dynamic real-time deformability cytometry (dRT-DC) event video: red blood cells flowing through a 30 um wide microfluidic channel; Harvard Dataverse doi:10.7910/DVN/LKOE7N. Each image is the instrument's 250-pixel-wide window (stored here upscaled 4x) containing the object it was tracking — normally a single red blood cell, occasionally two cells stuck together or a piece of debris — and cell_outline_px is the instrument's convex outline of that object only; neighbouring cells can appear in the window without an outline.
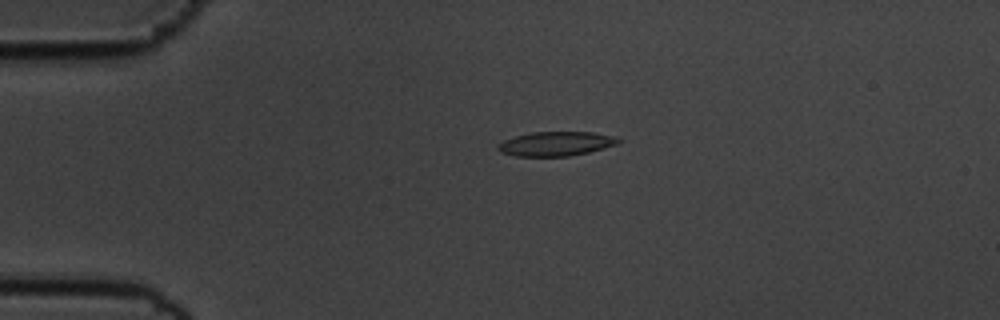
{"species": "common noctule bat (a hibernating species)", "species_latin": "Nyctalus noctula", "temperature_condition": "cold", "stored_images_in_passage": 50, "camera_frame_rate_fps": 3000, "um_per_image_px": 0.085, "animal": {"sex": "male", "body_mass_g": 19.5, "forearm_length_mm": 54.6}, "frame": {"image": 1, "passage_image": 6, "time_ms": 1.667, "image_size_px": [1000, 320], "cell_outline_px": [[624, 140], [620, 144], [588, 152], [568, 156], [516, 156], [500, 152], [496, 148], [496, 144], [504, 140], [516, 136], [532, 132], [592, 132], [620, 136]], "centroid_in_image_um": [47.33, 12.21], "position_along_channel_um": 37.7, "area_um2": 17.34}}
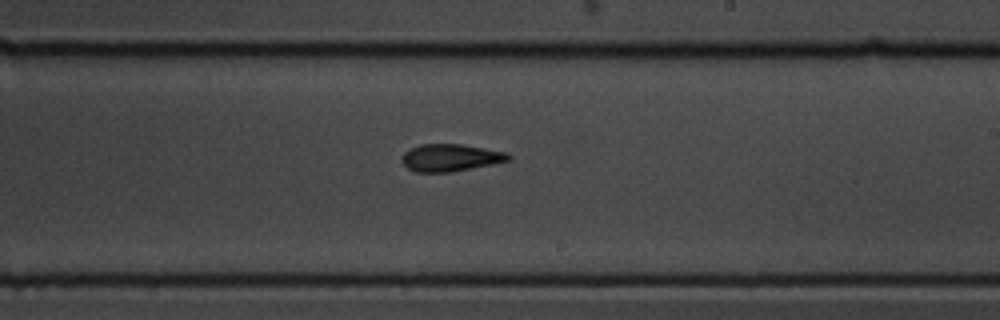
{"frame": {"image": 2, "passage_image": 27, "time_ms": 8.667, "image_size_px": [1000, 320], "cell_outline_px": [[512, 160], [492, 164], [448, 172], [416, 172], [408, 168], [400, 160], [404, 152], [420, 144], [460, 144], [508, 152], [512, 156]], "centroid_in_image_um": [38.31, 13.39], "position_along_channel_um": 250.7, "area_um2": 16.88}}
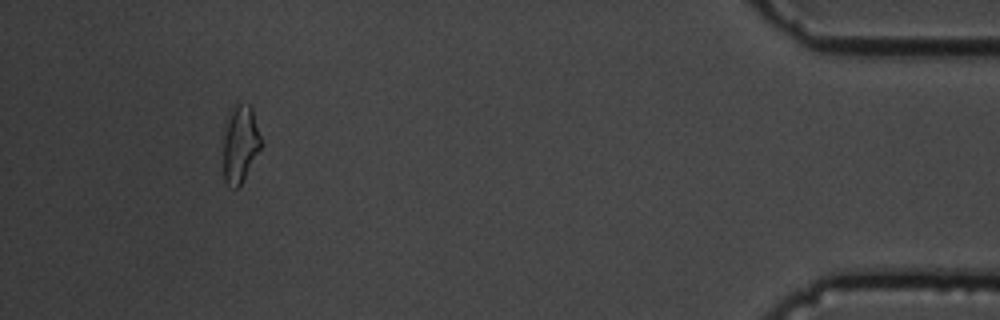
{"frame": {"image": 3, "passage_image": 46, "time_ms": 15.0, "image_size_px": [1000, 320], "cell_outline_px": [[260, 148], [240, 184], [236, 188], [228, 184], [224, 180], [220, 132], [228, 108], [232, 104], [248, 104], [252, 108], [260, 136]], "centroid_in_image_um": [20.3, 12.13], "position_along_channel_um": 414.9, "area_um2": 17.74}, "authors_computed_cell_mechanics": {"area_um2": 17.2533, "velocity_mm_per_s": 3.55, "shape_relaxation_time_tau1_ms": 3.4003, "shape_relaxation_time_tau2_ms": 5.5683, "deformation_change_tau1": 0.1028, "deformation_change_tau2": 0.1466}}